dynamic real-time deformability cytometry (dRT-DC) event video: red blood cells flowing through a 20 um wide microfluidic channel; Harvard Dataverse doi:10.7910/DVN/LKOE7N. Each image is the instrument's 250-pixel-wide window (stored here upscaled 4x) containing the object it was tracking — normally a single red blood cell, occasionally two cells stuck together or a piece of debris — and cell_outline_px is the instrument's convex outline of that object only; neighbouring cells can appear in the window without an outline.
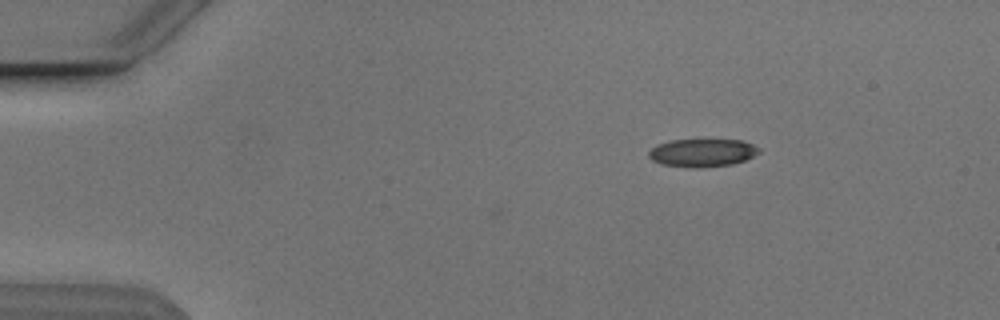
{"species": "Egyptian fruit bat (a non-hibernating species)", "species_latin": "Rousettus aegyptiacus", "temperature_condition": "cold", "stored_images_in_passage": 3, "camera_frame_rate_fps": 3000, "um_per_image_px": 0.085, "animal": {"sex": "male"}, "frame": {"image": 1, "passage_image": 1, "time_ms": 0.0, "image_size_px": [1000, 320], "cell_outline_px": [[760, 152], [744, 160], [732, 164], [700, 168], [688, 168], [660, 164], [652, 160], [648, 156], [648, 152], [656, 144], [668, 140], [744, 140], [760, 148]], "centroid_in_image_um": [59.66, 12.99], "position_along_channel_um": 25.3, "area_um2": 18.15}}